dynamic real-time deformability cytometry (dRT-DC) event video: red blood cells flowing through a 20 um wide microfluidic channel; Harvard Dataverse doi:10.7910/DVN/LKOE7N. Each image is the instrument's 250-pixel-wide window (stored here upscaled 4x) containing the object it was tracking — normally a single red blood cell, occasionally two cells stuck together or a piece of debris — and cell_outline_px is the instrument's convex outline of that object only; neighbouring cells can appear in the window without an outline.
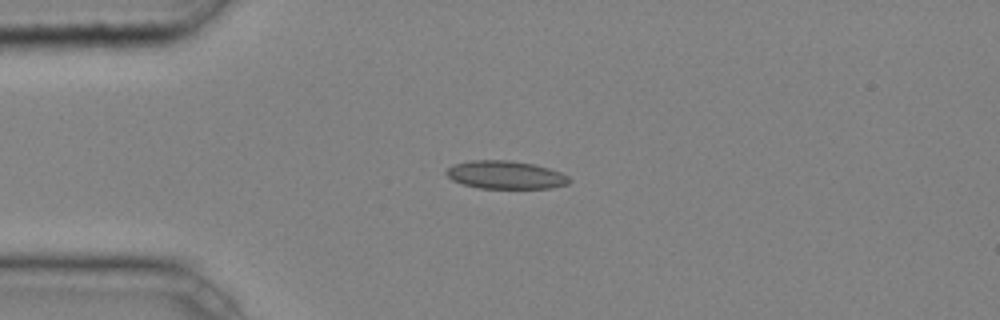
{"species": "common noctule bat (a hibernating species)", "species_latin": "Nyctalus noctula", "temperature_condition": "cold", "stored_images_in_passage": 3, "camera_frame_rate_fps": 3000, "um_per_image_px": 0.085, "animal": {"sex": "male", "body_mass_g": 20.4}, "frame": {"image": 1, "passage_image": 1, "time_ms": 0.0, "image_size_px": [1000, 320], "cell_outline_px": [[572, 180], [568, 184], [552, 188], [480, 188], [464, 184], [452, 180], [444, 172], [448, 168], [456, 164], [468, 160], [512, 160], [536, 164], [560, 172], [568, 176]], "centroid_in_image_um": [43.0, 14.86], "position_along_channel_um": 42.0, "area_um2": 20.17}}
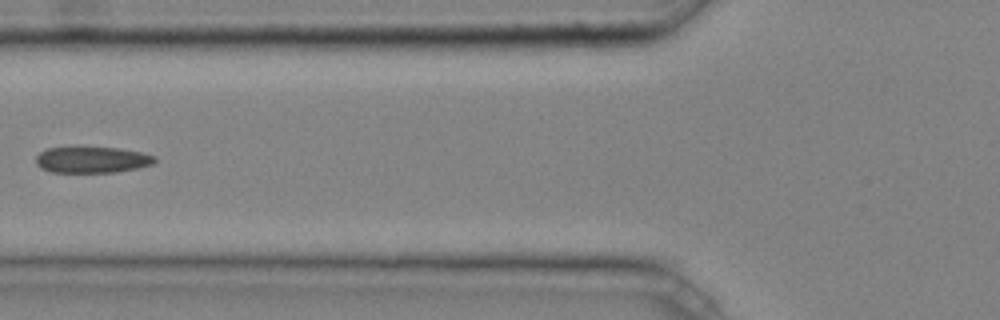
{"frame": {"image": 2, "passage_image": 3, "time_ms": 0.667, "image_size_px": [1000, 320], "cell_outline_px": [[156, 160], [152, 164], [136, 168], [116, 172], [52, 172], [40, 168], [36, 164], [36, 156], [40, 152], [48, 148], [76, 144], [120, 148], [140, 152], [156, 156]], "centroid_in_image_um": [7.77, 13.53], "position_along_channel_um": 118.0, "area_um2": 18.96}}